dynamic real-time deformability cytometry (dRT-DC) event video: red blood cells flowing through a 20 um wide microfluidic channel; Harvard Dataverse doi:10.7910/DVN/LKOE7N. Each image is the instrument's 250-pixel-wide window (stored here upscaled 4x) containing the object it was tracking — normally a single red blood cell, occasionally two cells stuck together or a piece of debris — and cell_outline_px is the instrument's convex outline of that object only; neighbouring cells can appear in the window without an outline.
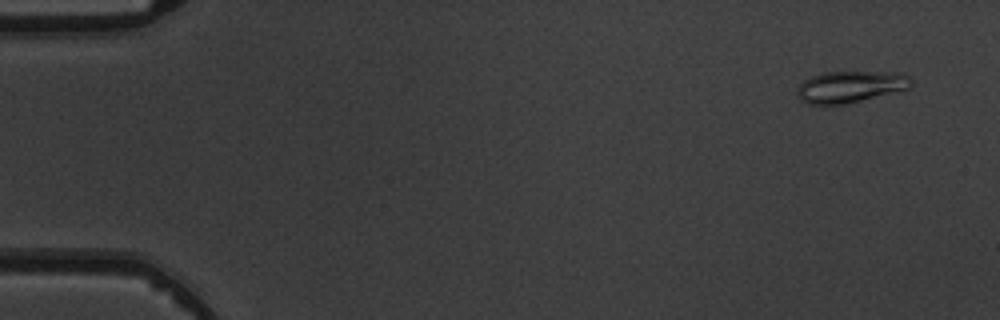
{"species": "common noctule bat (a hibernating species)", "species_latin": "Nyctalus noctula", "temperature_condition": "warm", "stored_images_in_passage": 5, "camera_frame_rate_fps": 3000, "um_per_image_px": 0.085, "animal": {"sex": "male", "body_mass_g": 19.5, "forearm_length_mm": 54.6}, "frame": {"image": 1, "passage_image": 1, "time_ms": 0.0, "image_size_px": [1000, 320], "cell_outline_px": [[912, 84], [908, 88], [848, 104], [808, 104], [800, 100], [796, 92], [800, 84], [808, 76], [824, 72], [904, 72], [912, 76]], "centroid_in_image_um": [72.29, 7.36], "position_along_channel_um": 12.7, "area_um2": 21.21}}
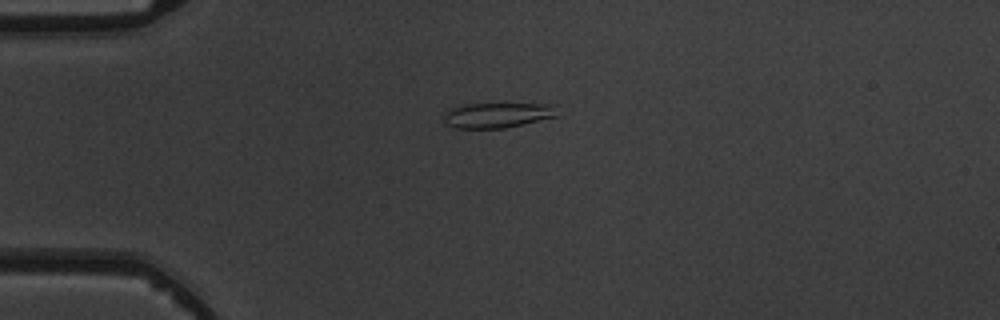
{"frame": {"image": 2, "passage_image": 4, "time_ms": 3.333, "image_size_px": [1000, 320], "cell_outline_px": [[556, 116], [504, 128], [456, 128], [444, 124], [444, 112], [460, 104], [556, 104]], "centroid_in_image_um": [42.22, 9.78], "position_along_channel_um": 42.8, "area_um2": 16.53}}